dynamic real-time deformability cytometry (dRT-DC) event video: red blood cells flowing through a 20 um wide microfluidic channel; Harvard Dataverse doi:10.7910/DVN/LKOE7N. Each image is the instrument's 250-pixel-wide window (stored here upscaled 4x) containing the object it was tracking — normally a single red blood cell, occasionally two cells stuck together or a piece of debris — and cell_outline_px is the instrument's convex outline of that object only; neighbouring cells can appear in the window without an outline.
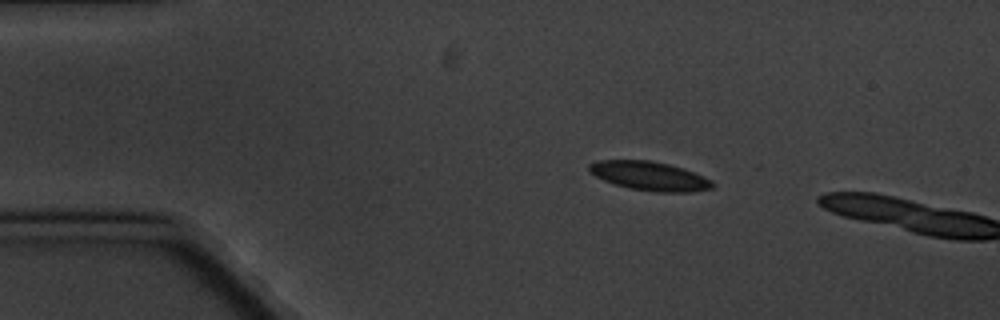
{"species": "common noctule bat (a hibernating species)", "species_latin": "Nyctalus noctula", "temperature_condition": "cold", "stored_images_in_passage": 4, "camera_frame_rate_fps": 3000, "um_per_image_px": 0.085, "animal": {"sex": "male", "body_mass_g": 20.1, "forearm_length_mm": 53.5}, "frame": {"image": 1, "passage_image": 3, "time_ms": 2.333, "image_size_px": [1000, 320], "cell_outline_px": [[716, 184], [712, 188], [688, 192], [656, 192], [628, 188], [604, 180], [588, 172], [588, 164], [596, 160], [648, 160], [668, 164], [684, 168], [704, 176], [712, 180]], "centroid_in_image_um": [55.21, 14.95], "position_along_channel_um": 29.8, "area_um2": 20.92}}